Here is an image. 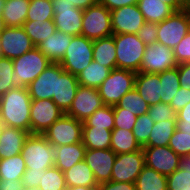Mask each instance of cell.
<instances>
[{"instance_id":"obj_4","label":"cell","mask_w":190,"mask_h":190,"mask_svg":"<svg viewBox=\"0 0 190 190\" xmlns=\"http://www.w3.org/2000/svg\"><path fill=\"white\" fill-rule=\"evenodd\" d=\"M116 68L139 72L146 45L137 34H114Z\"/></svg>"},{"instance_id":"obj_22","label":"cell","mask_w":190,"mask_h":190,"mask_svg":"<svg viewBox=\"0 0 190 190\" xmlns=\"http://www.w3.org/2000/svg\"><path fill=\"white\" fill-rule=\"evenodd\" d=\"M72 35L56 30L50 37L39 43L36 47L52 62L59 63L69 46Z\"/></svg>"},{"instance_id":"obj_58","label":"cell","mask_w":190,"mask_h":190,"mask_svg":"<svg viewBox=\"0 0 190 190\" xmlns=\"http://www.w3.org/2000/svg\"><path fill=\"white\" fill-rule=\"evenodd\" d=\"M166 3L174 10H184L185 6L181 3V0H166Z\"/></svg>"},{"instance_id":"obj_15","label":"cell","mask_w":190,"mask_h":190,"mask_svg":"<svg viewBox=\"0 0 190 190\" xmlns=\"http://www.w3.org/2000/svg\"><path fill=\"white\" fill-rule=\"evenodd\" d=\"M104 105L98 89L79 86L72 105L65 114L83 122Z\"/></svg>"},{"instance_id":"obj_2","label":"cell","mask_w":190,"mask_h":190,"mask_svg":"<svg viewBox=\"0 0 190 190\" xmlns=\"http://www.w3.org/2000/svg\"><path fill=\"white\" fill-rule=\"evenodd\" d=\"M12 61L14 70L12 80L16 87H27L51 63L36 46Z\"/></svg>"},{"instance_id":"obj_33","label":"cell","mask_w":190,"mask_h":190,"mask_svg":"<svg viewBox=\"0 0 190 190\" xmlns=\"http://www.w3.org/2000/svg\"><path fill=\"white\" fill-rule=\"evenodd\" d=\"M176 129V120L154 123L147 144L144 147L168 146Z\"/></svg>"},{"instance_id":"obj_5","label":"cell","mask_w":190,"mask_h":190,"mask_svg":"<svg viewBox=\"0 0 190 190\" xmlns=\"http://www.w3.org/2000/svg\"><path fill=\"white\" fill-rule=\"evenodd\" d=\"M136 72L127 69H112L99 86L98 91L105 105H116L122 96L135 87Z\"/></svg>"},{"instance_id":"obj_66","label":"cell","mask_w":190,"mask_h":190,"mask_svg":"<svg viewBox=\"0 0 190 190\" xmlns=\"http://www.w3.org/2000/svg\"><path fill=\"white\" fill-rule=\"evenodd\" d=\"M185 9L190 12V3L185 7Z\"/></svg>"},{"instance_id":"obj_18","label":"cell","mask_w":190,"mask_h":190,"mask_svg":"<svg viewBox=\"0 0 190 190\" xmlns=\"http://www.w3.org/2000/svg\"><path fill=\"white\" fill-rule=\"evenodd\" d=\"M117 154L112 149H86L84 160L93 171L98 184L111 181Z\"/></svg>"},{"instance_id":"obj_29","label":"cell","mask_w":190,"mask_h":190,"mask_svg":"<svg viewBox=\"0 0 190 190\" xmlns=\"http://www.w3.org/2000/svg\"><path fill=\"white\" fill-rule=\"evenodd\" d=\"M112 131L95 126H83L82 143L86 149H109Z\"/></svg>"},{"instance_id":"obj_26","label":"cell","mask_w":190,"mask_h":190,"mask_svg":"<svg viewBox=\"0 0 190 190\" xmlns=\"http://www.w3.org/2000/svg\"><path fill=\"white\" fill-rule=\"evenodd\" d=\"M29 0H6L2 18L7 27H22L27 19Z\"/></svg>"},{"instance_id":"obj_28","label":"cell","mask_w":190,"mask_h":190,"mask_svg":"<svg viewBox=\"0 0 190 190\" xmlns=\"http://www.w3.org/2000/svg\"><path fill=\"white\" fill-rule=\"evenodd\" d=\"M137 6L148 22H162L174 12L166 0H138Z\"/></svg>"},{"instance_id":"obj_46","label":"cell","mask_w":190,"mask_h":190,"mask_svg":"<svg viewBox=\"0 0 190 190\" xmlns=\"http://www.w3.org/2000/svg\"><path fill=\"white\" fill-rule=\"evenodd\" d=\"M167 190H190V172L178 168L167 176Z\"/></svg>"},{"instance_id":"obj_17","label":"cell","mask_w":190,"mask_h":190,"mask_svg":"<svg viewBox=\"0 0 190 190\" xmlns=\"http://www.w3.org/2000/svg\"><path fill=\"white\" fill-rule=\"evenodd\" d=\"M145 166L164 176H169L178 169L180 156L169 146L142 147Z\"/></svg>"},{"instance_id":"obj_64","label":"cell","mask_w":190,"mask_h":190,"mask_svg":"<svg viewBox=\"0 0 190 190\" xmlns=\"http://www.w3.org/2000/svg\"><path fill=\"white\" fill-rule=\"evenodd\" d=\"M181 3L186 7L190 3V0H181Z\"/></svg>"},{"instance_id":"obj_36","label":"cell","mask_w":190,"mask_h":190,"mask_svg":"<svg viewBox=\"0 0 190 190\" xmlns=\"http://www.w3.org/2000/svg\"><path fill=\"white\" fill-rule=\"evenodd\" d=\"M161 102L170 104L180 88L178 68H172L160 73Z\"/></svg>"},{"instance_id":"obj_1","label":"cell","mask_w":190,"mask_h":190,"mask_svg":"<svg viewBox=\"0 0 190 190\" xmlns=\"http://www.w3.org/2000/svg\"><path fill=\"white\" fill-rule=\"evenodd\" d=\"M32 99L27 87H14L0 97V120L5 126L31 134L30 107Z\"/></svg>"},{"instance_id":"obj_6","label":"cell","mask_w":190,"mask_h":190,"mask_svg":"<svg viewBox=\"0 0 190 190\" xmlns=\"http://www.w3.org/2000/svg\"><path fill=\"white\" fill-rule=\"evenodd\" d=\"M93 61V40L85 36H73L59 62L64 71L78 76Z\"/></svg>"},{"instance_id":"obj_54","label":"cell","mask_w":190,"mask_h":190,"mask_svg":"<svg viewBox=\"0 0 190 190\" xmlns=\"http://www.w3.org/2000/svg\"><path fill=\"white\" fill-rule=\"evenodd\" d=\"M98 2L112 11L120 7L137 4L138 0H98Z\"/></svg>"},{"instance_id":"obj_19","label":"cell","mask_w":190,"mask_h":190,"mask_svg":"<svg viewBox=\"0 0 190 190\" xmlns=\"http://www.w3.org/2000/svg\"><path fill=\"white\" fill-rule=\"evenodd\" d=\"M134 88L149 106L161 102L160 73L136 72Z\"/></svg>"},{"instance_id":"obj_55","label":"cell","mask_w":190,"mask_h":190,"mask_svg":"<svg viewBox=\"0 0 190 190\" xmlns=\"http://www.w3.org/2000/svg\"><path fill=\"white\" fill-rule=\"evenodd\" d=\"M51 2H66L73 4L76 8L85 10L92 5H95L98 0H51Z\"/></svg>"},{"instance_id":"obj_10","label":"cell","mask_w":190,"mask_h":190,"mask_svg":"<svg viewBox=\"0 0 190 190\" xmlns=\"http://www.w3.org/2000/svg\"><path fill=\"white\" fill-rule=\"evenodd\" d=\"M177 66L174 50L155 42L146 46L139 72L158 74Z\"/></svg>"},{"instance_id":"obj_53","label":"cell","mask_w":190,"mask_h":190,"mask_svg":"<svg viewBox=\"0 0 190 190\" xmlns=\"http://www.w3.org/2000/svg\"><path fill=\"white\" fill-rule=\"evenodd\" d=\"M180 87L190 90V62L180 63L177 66Z\"/></svg>"},{"instance_id":"obj_41","label":"cell","mask_w":190,"mask_h":190,"mask_svg":"<svg viewBox=\"0 0 190 190\" xmlns=\"http://www.w3.org/2000/svg\"><path fill=\"white\" fill-rule=\"evenodd\" d=\"M154 123L148 114L137 116L132 132L141 147L147 144Z\"/></svg>"},{"instance_id":"obj_30","label":"cell","mask_w":190,"mask_h":190,"mask_svg":"<svg viewBox=\"0 0 190 190\" xmlns=\"http://www.w3.org/2000/svg\"><path fill=\"white\" fill-rule=\"evenodd\" d=\"M110 72V68L102 66L93 60L77 76L78 83L83 87L98 89L102 82L109 76Z\"/></svg>"},{"instance_id":"obj_25","label":"cell","mask_w":190,"mask_h":190,"mask_svg":"<svg viewBox=\"0 0 190 190\" xmlns=\"http://www.w3.org/2000/svg\"><path fill=\"white\" fill-rule=\"evenodd\" d=\"M93 60L111 70L116 68L114 34L105 38L93 40Z\"/></svg>"},{"instance_id":"obj_44","label":"cell","mask_w":190,"mask_h":190,"mask_svg":"<svg viewBox=\"0 0 190 190\" xmlns=\"http://www.w3.org/2000/svg\"><path fill=\"white\" fill-rule=\"evenodd\" d=\"M147 114L155 123L166 120H177V112L171 107L170 104L163 102L149 106Z\"/></svg>"},{"instance_id":"obj_20","label":"cell","mask_w":190,"mask_h":190,"mask_svg":"<svg viewBox=\"0 0 190 190\" xmlns=\"http://www.w3.org/2000/svg\"><path fill=\"white\" fill-rule=\"evenodd\" d=\"M29 132L10 126H4L0 137V159L21 154Z\"/></svg>"},{"instance_id":"obj_7","label":"cell","mask_w":190,"mask_h":190,"mask_svg":"<svg viewBox=\"0 0 190 190\" xmlns=\"http://www.w3.org/2000/svg\"><path fill=\"white\" fill-rule=\"evenodd\" d=\"M81 35L90 40L113 35L111 11L99 2L83 10Z\"/></svg>"},{"instance_id":"obj_48","label":"cell","mask_w":190,"mask_h":190,"mask_svg":"<svg viewBox=\"0 0 190 190\" xmlns=\"http://www.w3.org/2000/svg\"><path fill=\"white\" fill-rule=\"evenodd\" d=\"M157 23L146 21L138 31V37L144 42L146 46L157 42Z\"/></svg>"},{"instance_id":"obj_60","label":"cell","mask_w":190,"mask_h":190,"mask_svg":"<svg viewBox=\"0 0 190 190\" xmlns=\"http://www.w3.org/2000/svg\"><path fill=\"white\" fill-rule=\"evenodd\" d=\"M66 190H97V186H74L67 187Z\"/></svg>"},{"instance_id":"obj_14","label":"cell","mask_w":190,"mask_h":190,"mask_svg":"<svg viewBox=\"0 0 190 190\" xmlns=\"http://www.w3.org/2000/svg\"><path fill=\"white\" fill-rule=\"evenodd\" d=\"M64 71L59 63H50L28 86L31 99L57 98L58 76Z\"/></svg>"},{"instance_id":"obj_42","label":"cell","mask_w":190,"mask_h":190,"mask_svg":"<svg viewBox=\"0 0 190 190\" xmlns=\"http://www.w3.org/2000/svg\"><path fill=\"white\" fill-rule=\"evenodd\" d=\"M177 155H190V131L175 129L168 145Z\"/></svg>"},{"instance_id":"obj_16","label":"cell","mask_w":190,"mask_h":190,"mask_svg":"<svg viewBox=\"0 0 190 190\" xmlns=\"http://www.w3.org/2000/svg\"><path fill=\"white\" fill-rule=\"evenodd\" d=\"M146 22L137 4L128 5L111 11L113 34H137Z\"/></svg>"},{"instance_id":"obj_59","label":"cell","mask_w":190,"mask_h":190,"mask_svg":"<svg viewBox=\"0 0 190 190\" xmlns=\"http://www.w3.org/2000/svg\"><path fill=\"white\" fill-rule=\"evenodd\" d=\"M53 4V12L56 9H71V8H76L73 4L66 3V2H52Z\"/></svg>"},{"instance_id":"obj_62","label":"cell","mask_w":190,"mask_h":190,"mask_svg":"<svg viewBox=\"0 0 190 190\" xmlns=\"http://www.w3.org/2000/svg\"><path fill=\"white\" fill-rule=\"evenodd\" d=\"M6 0H0V15L2 14L3 6Z\"/></svg>"},{"instance_id":"obj_49","label":"cell","mask_w":190,"mask_h":190,"mask_svg":"<svg viewBox=\"0 0 190 190\" xmlns=\"http://www.w3.org/2000/svg\"><path fill=\"white\" fill-rule=\"evenodd\" d=\"M188 102H190V90L180 87L172 98L170 105L176 111H180Z\"/></svg>"},{"instance_id":"obj_52","label":"cell","mask_w":190,"mask_h":190,"mask_svg":"<svg viewBox=\"0 0 190 190\" xmlns=\"http://www.w3.org/2000/svg\"><path fill=\"white\" fill-rule=\"evenodd\" d=\"M97 190H137L135 183L109 181L100 183Z\"/></svg>"},{"instance_id":"obj_8","label":"cell","mask_w":190,"mask_h":190,"mask_svg":"<svg viewBox=\"0 0 190 190\" xmlns=\"http://www.w3.org/2000/svg\"><path fill=\"white\" fill-rule=\"evenodd\" d=\"M157 42L174 49L190 31V12L174 11L168 18L157 23Z\"/></svg>"},{"instance_id":"obj_24","label":"cell","mask_w":190,"mask_h":190,"mask_svg":"<svg viewBox=\"0 0 190 190\" xmlns=\"http://www.w3.org/2000/svg\"><path fill=\"white\" fill-rule=\"evenodd\" d=\"M85 151L86 147L82 142L54 146V166L64 172L77 162L84 160Z\"/></svg>"},{"instance_id":"obj_23","label":"cell","mask_w":190,"mask_h":190,"mask_svg":"<svg viewBox=\"0 0 190 190\" xmlns=\"http://www.w3.org/2000/svg\"><path fill=\"white\" fill-rule=\"evenodd\" d=\"M79 86L76 76L63 71L58 76L57 98H52V100L66 113L72 105Z\"/></svg>"},{"instance_id":"obj_11","label":"cell","mask_w":190,"mask_h":190,"mask_svg":"<svg viewBox=\"0 0 190 190\" xmlns=\"http://www.w3.org/2000/svg\"><path fill=\"white\" fill-rule=\"evenodd\" d=\"M65 112L52 99H32L30 107L31 134H42Z\"/></svg>"},{"instance_id":"obj_34","label":"cell","mask_w":190,"mask_h":190,"mask_svg":"<svg viewBox=\"0 0 190 190\" xmlns=\"http://www.w3.org/2000/svg\"><path fill=\"white\" fill-rule=\"evenodd\" d=\"M22 28L25 33L31 38L33 44L37 46L46 38L56 32V26L53 20L46 21H25Z\"/></svg>"},{"instance_id":"obj_27","label":"cell","mask_w":190,"mask_h":190,"mask_svg":"<svg viewBox=\"0 0 190 190\" xmlns=\"http://www.w3.org/2000/svg\"><path fill=\"white\" fill-rule=\"evenodd\" d=\"M65 183L67 187L74 186H98L93 171L85 160L77 162L71 168L64 171Z\"/></svg>"},{"instance_id":"obj_57","label":"cell","mask_w":190,"mask_h":190,"mask_svg":"<svg viewBox=\"0 0 190 190\" xmlns=\"http://www.w3.org/2000/svg\"><path fill=\"white\" fill-rule=\"evenodd\" d=\"M178 168L190 172V155L180 156Z\"/></svg>"},{"instance_id":"obj_56","label":"cell","mask_w":190,"mask_h":190,"mask_svg":"<svg viewBox=\"0 0 190 190\" xmlns=\"http://www.w3.org/2000/svg\"><path fill=\"white\" fill-rule=\"evenodd\" d=\"M0 190H22L21 181L0 180Z\"/></svg>"},{"instance_id":"obj_43","label":"cell","mask_w":190,"mask_h":190,"mask_svg":"<svg viewBox=\"0 0 190 190\" xmlns=\"http://www.w3.org/2000/svg\"><path fill=\"white\" fill-rule=\"evenodd\" d=\"M13 74V61L6 57H0V97L16 87L12 80Z\"/></svg>"},{"instance_id":"obj_32","label":"cell","mask_w":190,"mask_h":190,"mask_svg":"<svg viewBox=\"0 0 190 190\" xmlns=\"http://www.w3.org/2000/svg\"><path fill=\"white\" fill-rule=\"evenodd\" d=\"M137 190H167V176L145 166L135 180Z\"/></svg>"},{"instance_id":"obj_45","label":"cell","mask_w":190,"mask_h":190,"mask_svg":"<svg viewBox=\"0 0 190 190\" xmlns=\"http://www.w3.org/2000/svg\"><path fill=\"white\" fill-rule=\"evenodd\" d=\"M114 112V128L127 129L129 131L133 130L135 122L137 120V115L125 111V109L120 108L117 104L113 105Z\"/></svg>"},{"instance_id":"obj_37","label":"cell","mask_w":190,"mask_h":190,"mask_svg":"<svg viewBox=\"0 0 190 190\" xmlns=\"http://www.w3.org/2000/svg\"><path fill=\"white\" fill-rule=\"evenodd\" d=\"M117 105L125 109V111L132 112L137 116L147 114L149 110L148 103L141 97L135 88L124 94Z\"/></svg>"},{"instance_id":"obj_35","label":"cell","mask_w":190,"mask_h":190,"mask_svg":"<svg viewBox=\"0 0 190 190\" xmlns=\"http://www.w3.org/2000/svg\"><path fill=\"white\" fill-rule=\"evenodd\" d=\"M25 171V160L21 154L0 159V180L21 181Z\"/></svg>"},{"instance_id":"obj_21","label":"cell","mask_w":190,"mask_h":190,"mask_svg":"<svg viewBox=\"0 0 190 190\" xmlns=\"http://www.w3.org/2000/svg\"><path fill=\"white\" fill-rule=\"evenodd\" d=\"M83 10L79 8L56 9L54 11V24L56 30L72 36L81 35Z\"/></svg>"},{"instance_id":"obj_3","label":"cell","mask_w":190,"mask_h":190,"mask_svg":"<svg viewBox=\"0 0 190 190\" xmlns=\"http://www.w3.org/2000/svg\"><path fill=\"white\" fill-rule=\"evenodd\" d=\"M21 155L26 169L43 171L54 166V146L42 134H29Z\"/></svg>"},{"instance_id":"obj_31","label":"cell","mask_w":190,"mask_h":190,"mask_svg":"<svg viewBox=\"0 0 190 190\" xmlns=\"http://www.w3.org/2000/svg\"><path fill=\"white\" fill-rule=\"evenodd\" d=\"M112 149L116 154H124L142 149L132 131L122 128H114L111 134Z\"/></svg>"},{"instance_id":"obj_63","label":"cell","mask_w":190,"mask_h":190,"mask_svg":"<svg viewBox=\"0 0 190 190\" xmlns=\"http://www.w3.org/2000/svg\"><path fill=\"white\" fill-rule=\"evenodd\" d=\"M22 190H41V189L39 187L36 188L22 187Z\"/></svg>"},{"instance_id":"obj_61","label":"cell","mask_w":190,"mask_h":190,"mask_svg":"<svg viewBox=\"0 0 190 190\" xmlns=\"http://www.w3.org/2000/svg\"><path fill=\"white\" fill-rule=\"evenodd\" d=\"M5 23L4 20L2 18V16L0 15V33L5 29Z\"/></svg>"},{"instance_id":"obj_40","label":"cell","mask_w":190,"mask_h":190,"mask_svg":"<svg viewBox=\"0 0 190 190\" xmlns=\"http://www.w3.org/2000/svg\"><path fill=\"white\" fill-rule=\"evenodd\" d=\"M39 188L41 190H66L64 173L56 166L43 170L40 178Z\"/></svg>"},{"instance_id":"obj_9","label":"cell","mask_w":190,"mask_h":190,"mask_svg":"<svg viewBox=\"0 0 190 190\" xmlns=\"http://www.w3.org/2000/svg\"><path fill=\"white\" fill-rule=\"evenodd\" d=\"M83 122L64 114L42 135L53 145H71L82 142Z\"/></svg>"},{"instance_id":"obj_65","label":"cell","mask_w":190,"mask_h":190,"mask_svg":"<svg viewBox=\"0 0 190 190\" xmlns=\"http://www.w3.org/2000/svg\"><path fill=\"white\" fill-rule=\"evenodd\" d=\"M4 126H5L4 123L0 120V137H1V133H2Z\"/></svg>"},{"instance_id":"obj_12","label":"cell","mask_w":190,"mask_h":190,"mask_svg":"<svg viewBox=\"0 0 190 190\" xmlns=\"http://www.w3.org/2000/svg\"><path fill=\"white\" fill-rule=\"evenodd\" d=\"M145 167L142 149L134 152L117 154L111 172V181L134 183Z\"/></svg>"},{"instance_id":"obj_51","label":"cell","mask_w":190,"mask_h":190,"mask_svg":"<svg viewBox=\"0 0 190 190\" xmlns=\"http://www.w3.org/2000/svg\"><path fill=\"white\" fill-rule=\"evenodd\" d=\"M176 129L190 131V102L177 112Z\"/></svg>"},{"instance_id":"obj_50","label":"cell","mask_w":190,"mask_h":190,"mask_svg":"<svg viewBox=\"0 0 190 190\" xmlns=\"http://www.w3.org/2000/svg\"><path fill=\"white\" fill-rule=\"evenodd\" d=\"M43 171H33L32 169H26L22 176V187L36 188L39 186L40 178L42 177Z\"/></svg>"},{"instance_id":"obj_39","label":"cell","mask_w":190,"mask_h":190,"mask_svg":"<svg viewBox=\"0 0 190 190\" xmlns=\"http://www.w3.org/2000/svg\"><path fill=\"white\" fill-rule=\"evenodd\" d=\"M83 126H95L112 131L114 129L113 106L104 105L100 109H97L91 116L83 121Z\"/></svg>"},{"instance_id":"obj_38","label":"cell","mask_w":190,"mask_h":190,"mask_svg":"<svg viewBox=\"0 0 190 190\" xmlns=\"http://www.w3.org/2000/svg\"><path fill=\"white\" fill-rule=\"evenodd\" d=\"M53 4L51 0H29V8L26 21L53 20Z\"/></svg>"},{"instance_id":"obj_13","label":"cell","mask_w":190,"mask_h":190,"mask_svg":"<svg viewBox=\"0 0 190 190\" xmlns=\"http://www.w3.org/2000/svg\"><path fill=\"white\" fill-rule=\"evenodd\" d=\"M34 47L35 45L31 38L25 33L22 27L6 26L0 33V51L2 57L13 60Z\"/></svg>"},{"instance_id":"obj_47","label":"cell","mask_w":190,"mask_h":190,"mask_svg":"<svg viewBox=\"0 0 190 190\" xmlns=\"http://www.w3.org/2000/svg\"><path fill=\"white\" fill-rule=\"evenodd\" d=\"M173 50L176 62L178 64L190 62V31Z\"/></svg>"}]
</instances>
